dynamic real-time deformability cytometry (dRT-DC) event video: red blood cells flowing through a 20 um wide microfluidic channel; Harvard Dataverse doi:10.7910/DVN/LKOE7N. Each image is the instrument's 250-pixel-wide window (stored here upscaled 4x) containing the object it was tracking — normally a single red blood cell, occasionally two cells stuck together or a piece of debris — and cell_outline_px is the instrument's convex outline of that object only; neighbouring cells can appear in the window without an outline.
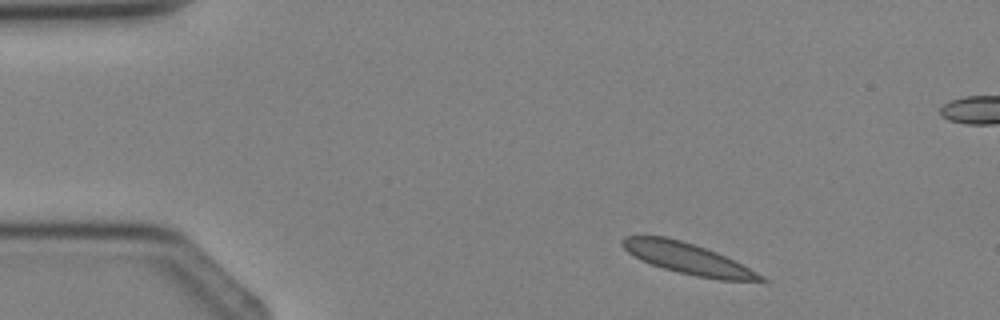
{"species": "Egyptian fruit bat (a non-hibernating species)", "species_latin": "Rousettus aegyptiacus", "temperature_condition": "cold", "stored_images_in_passage": 4, "camera_frame_rate_fps": 3000, "um_per_image_px": 0.085, "animal": {"sex": "female"}, "frame": {"image": 1, "passage_image": 1, "time_ms": 0.0, "image_size_px": [1000, 320], "cell_outline_px": [[768, 280], [764, 284], [720, 280], [696, 276], [664, 268], [640, 260], [628, 252], [620, 244], [620, 240], [624, 236], [664, 236], [680, 240], [716, 252], [764, 276]], "centroid_in_image_um": [58.52, 22.02], "position_along_channel_um": 26.5, "area_um2": 25.03}}